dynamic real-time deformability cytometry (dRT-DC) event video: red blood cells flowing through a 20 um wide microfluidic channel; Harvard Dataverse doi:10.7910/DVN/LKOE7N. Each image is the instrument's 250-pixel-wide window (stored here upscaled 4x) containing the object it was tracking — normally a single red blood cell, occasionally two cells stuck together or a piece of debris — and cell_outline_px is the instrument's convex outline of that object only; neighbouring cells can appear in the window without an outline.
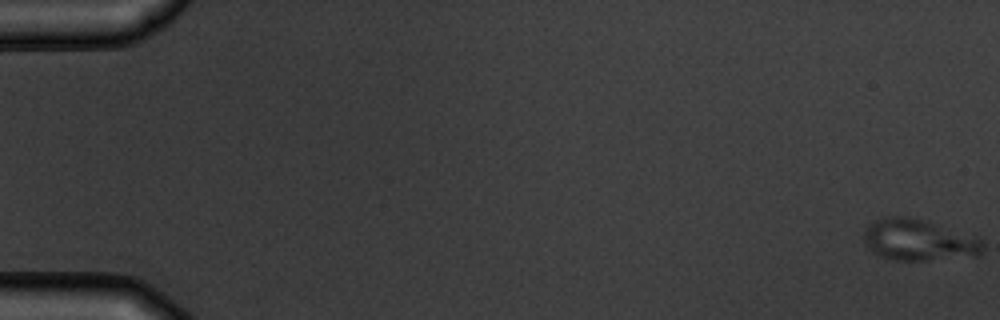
{"species": "common noctule bat (a hibernating species)", "species_latin": "Nyctalus noctula", "temperature_condition": "warm", "stored_images_in_passage": 6, "camera_frame_rate_fps": 3000, "um_per_image_px": 0.085, "animal": {"sex": "male", "body_mass_g": 19.5, "forearm_length_mm": 54.6}, "frame": {"image": 1, "passage_image": 1, "time_ms": 0.0, "image_size_px": [1000, 320], "cell_outline_px": [[984, 252], [980, 256], [924, 260], [896, 260], [880, 256], [872, 252], [864, 244], [864, 228], [868, 224], [884, 216], [908, 216], [980, 236], [984, 240]], "centroid_in_image_um": [78.14, 20.4], "position_along_channel_um": 6.9, "area_um2": 29.3}}
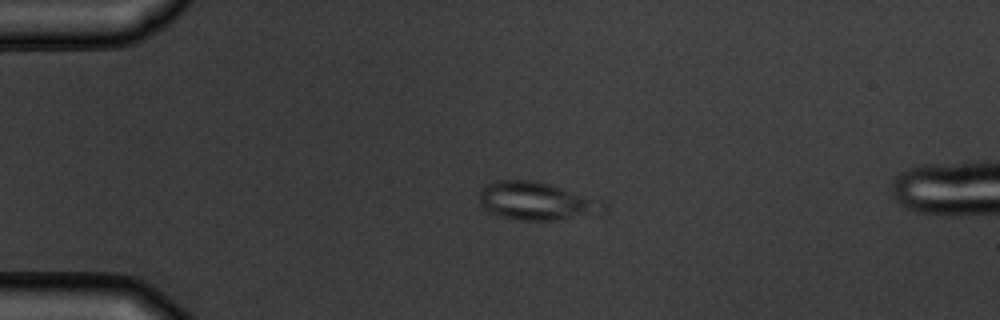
{"frame": {"image": 2, "passage_image": 4, "time_ms": 4.333, "image_size_px": [1000, 320], "cell_outline_px": [[608, 212], [604, 216], [548, 220], [512, 220], [488, 212], [480, 204], [480, 188], [484, 184], [492, 180], [540, 180], [600, 200], [608, 204]], "centroid_in_image_um": [45.7, 17.1], "position_along_channel_um": 39.3, "area_um2": 28.73}}